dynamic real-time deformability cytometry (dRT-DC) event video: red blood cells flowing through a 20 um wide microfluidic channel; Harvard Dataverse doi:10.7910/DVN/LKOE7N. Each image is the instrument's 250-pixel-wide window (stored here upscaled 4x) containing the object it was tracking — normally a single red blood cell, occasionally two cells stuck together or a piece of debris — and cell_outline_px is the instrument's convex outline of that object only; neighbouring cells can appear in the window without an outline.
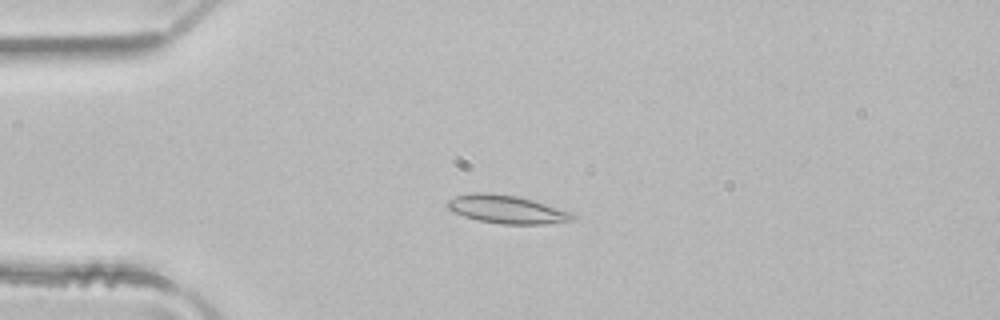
{"species": "common noctule bat (a hibernating species)", "species_latin": "Nyctalus noctula", "temperature_condition": "room temperature", "stored_images_in_passage": 4, "camera_frame_rate_fps": 3000, "um_per_image_px": 0.085, "animal": {"sex": "male", "body_mass_g": 21.5, "forearm_length_mm": 52.0}, "frame": {"image": 1, "passage_image": 3, "time_ms": 0.667, "image_size_px": [1000, 320], "cell_outline_px": [[576, 216], [572, 220], [544, 224], [500, 224], [480, 220], [464, 216], [448, 208], [448, 200], [456, 196], [472, 192], [488, 192], [516, 196], [532, 200], [572, 212]], "centroid_in_image_um": [43.09, 17.79], "position_along_channel_um": 41.9, "area_um2": 20.29}}